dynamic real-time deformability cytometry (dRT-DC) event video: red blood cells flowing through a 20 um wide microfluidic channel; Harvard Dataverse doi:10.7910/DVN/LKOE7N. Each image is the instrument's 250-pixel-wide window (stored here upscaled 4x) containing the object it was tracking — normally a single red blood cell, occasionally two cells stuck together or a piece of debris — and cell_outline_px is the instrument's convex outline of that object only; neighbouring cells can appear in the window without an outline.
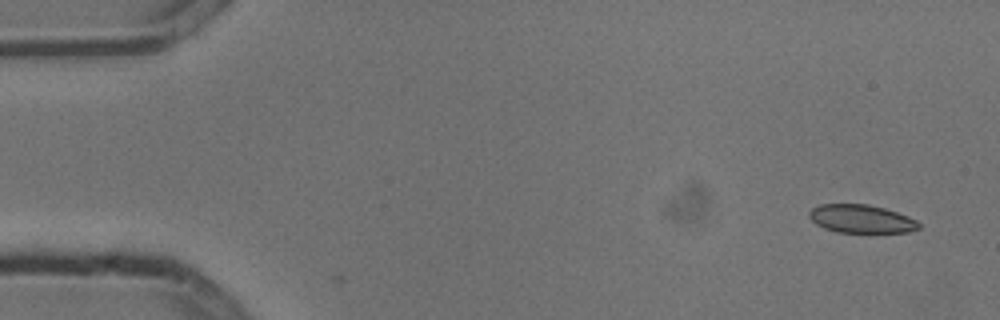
{"species": "common noctule bat (a hibernating species)", "species_latin": "Nyctalus noctula", "temperature_condition": "cold", "stored_images_in_passage": 4, "camera_frame_rate_fps": 3000, "um_per_image_px": 0.085, "animal": {"sex": "male", "body_mass_g": 13.3}, "frame": {"image": 1, "passage_image": 1, "time_ms": 0.0, "image_size_px": [1000, 320], "cell_outline_px": [[920, 228], [908, 232], [836, 232], [824, 228], [816, 224], [808, 216], [808, 212], [812, 208], [820, 204], [868, 204], [884, 208], [908, 216], [916, 220], [920, 224]], "centroid_in_image_um": [73.19, 18.6], "position_along_channel_um": 11.8, "area_um2": 18.03}}